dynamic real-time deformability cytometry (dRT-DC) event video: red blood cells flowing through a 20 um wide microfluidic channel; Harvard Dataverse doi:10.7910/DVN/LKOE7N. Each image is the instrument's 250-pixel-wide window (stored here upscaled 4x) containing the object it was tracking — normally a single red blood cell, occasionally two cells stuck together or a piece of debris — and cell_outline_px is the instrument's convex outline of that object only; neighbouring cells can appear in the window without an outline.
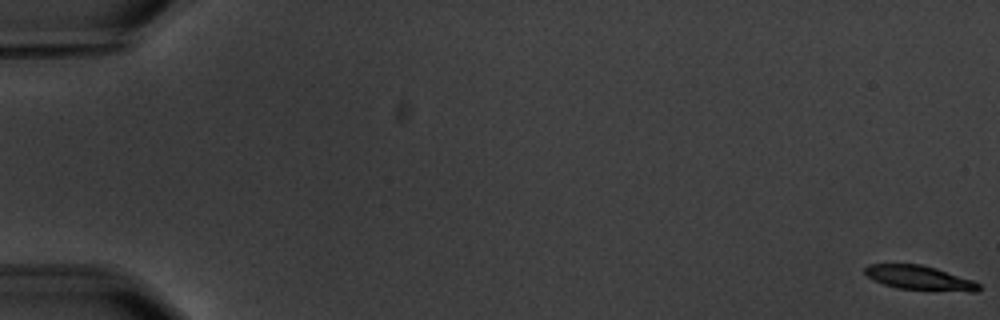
{"species": "common noctule bat (a hibernating species)", "species_latin": "Nyctalus noctula", "temperature_condition": "warm", "stored_images_in_passage": 6, "camera_frame_rate_fps": 3000, "um_per_image_px": 0.085, "animal": {"sex": "male", "body_mass_g": 20.1, "forearm_length_mm": 53.5}, "frame": {"image": 1, "passage_image": 1, "time_ms": 0.0, "image_size_px": [1000, 320], "cell_outline_px": [[980, 288], [976, 292], [972, 292], [896, 288], [872, 280], [864, 272], [864, 268], [868, 264], [920, 264], [936, 268], [972, 280], [980, 284]], "centroid_in_image_um": [78.13, 23.62], "position_along_channel_um": 6.9, "area_um2": 16.07}}
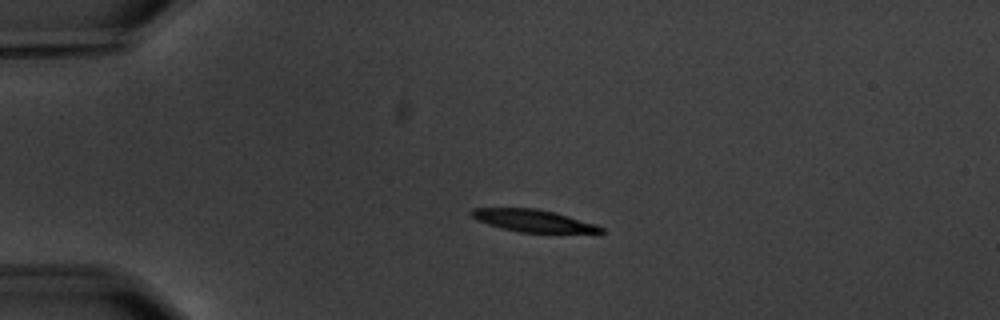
{"frame": {"image": 2, "passage_image": 5, "time_ms": 4.667, "image_size_px": [1000, 320], "cell_outline_px": [[604, 232], [520, 232], [488, 224], [476, 220], [468, 212], [472, 208], [536, 208], [556, 212], [596, 224], [604, 228]], "centroid_in_image_um": [45.29, 18.74], "position_along_channel_um": 39.7, "area_um2": 16.59}}